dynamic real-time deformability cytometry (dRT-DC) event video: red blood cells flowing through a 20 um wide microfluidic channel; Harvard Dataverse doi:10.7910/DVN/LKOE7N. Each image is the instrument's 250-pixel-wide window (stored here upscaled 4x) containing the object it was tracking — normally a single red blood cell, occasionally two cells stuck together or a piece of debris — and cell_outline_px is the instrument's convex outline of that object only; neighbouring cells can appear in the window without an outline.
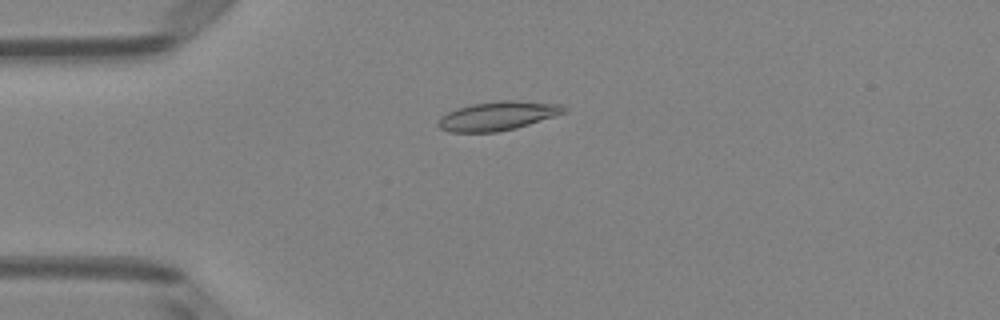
{"species": "Egyptian fruit bat (a non-hibernating species)", "species_latin": "Rousettus aegyptiacus", "temperature_condition": "room temperature", "stored_images_in_passage": 51, "camera_frame_rate_fps": 3000, "um_per_image_px": 0.085, "animal": {"sex": "female"}, "frame": {"image": 1, "passage_image": 13, "time_ms": 4.0, "image_size_px": [1000, 320], "cell_outline_px": [[568, 112], [516, 128], [496, 132], [448, 132], [440, 128], [436, 124], [440, 116], [456, 108], [472, 104], [500, 100], [516, 100], [564, 104], [568, 108]], "centroid_in_image_um": [42.33, 9.84], "position_along_channel_um": 42.7, "area_um2": 21.5}}
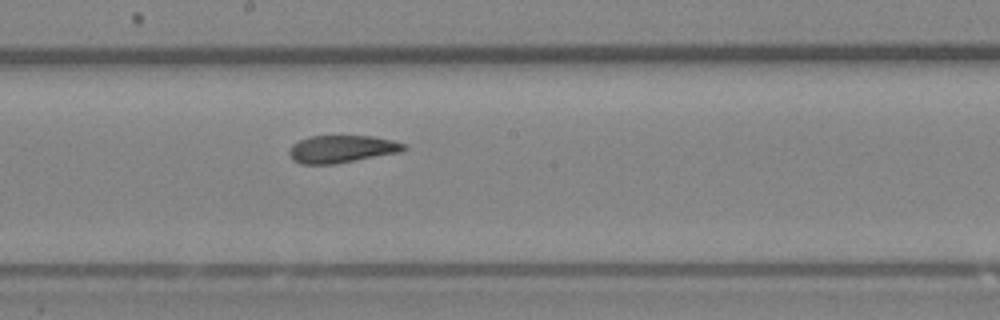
{"frame": {"image": 2, "passage_image": 28, "time_ms": 9.0, "image_size_px": [1000, 320], "cell_outline_px": [[408, 148], [400, 152], [336, 164], [300, 164], [292, 160], [288, 156], [288, 148], [292, 144], [308, 136], [372, 136], [392, 140], [404, 144]], "centroid_in_image_um": [28.99, 12.67], "position_along_channel_um": 219.2, "area_um2": 18.55}}
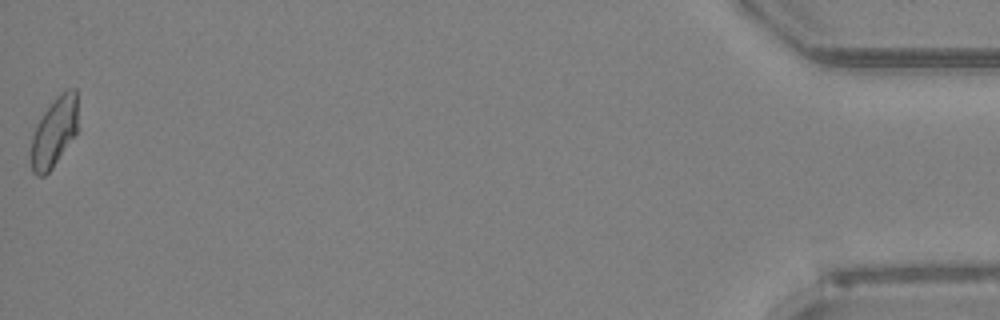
{"frame": {"image": 3, "passage_image": 51, "time_ms": 16.667, "image_size_px": [1000, 320], "cell_outline_px": [[76, 132], [52, 168], [44, 176], [36, 176], [32, 172], [32, 136], [36, 124], [44, 112], [56, 96], [60, 92], [68, 88], [76, 88]], "centroid_in_image_um": [4.59, 11.2], "position_along_channel_um": 430.6, "area_um2": 18.55}, "authors_computed_cell_mechanics": {"area_um2": 19.2474, "velocity_mm_per_s": 4.0078, "shape_relaxation_time_tau1_ms": 7.4551, "shape_relaxation_time_tau2_ms": 1.6413, "deformation_change_tau1": 0.1813, "deformation_change_tau2": 0.0779}}